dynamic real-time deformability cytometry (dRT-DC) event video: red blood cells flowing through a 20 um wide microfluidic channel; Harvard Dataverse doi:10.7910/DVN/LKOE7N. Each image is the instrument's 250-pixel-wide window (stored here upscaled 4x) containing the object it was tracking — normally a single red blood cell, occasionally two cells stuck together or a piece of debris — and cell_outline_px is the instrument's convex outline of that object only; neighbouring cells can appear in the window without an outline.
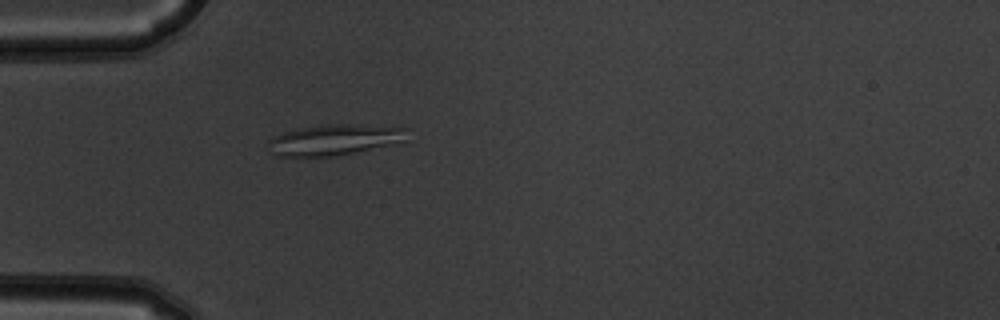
{"species": "common noctule bat (a hibernating species)", "species_latin": "Nyctalus noctula", "temperature_condition": "warm", "stored_images_in_passage": 5, "camera_frame_rate_fps": 3000, "um_per_image_px": 0.085, "animal": {"sex": "male", "body_mass_g": 19.5, "forearm_length_mm": 54.6}, "frame": {"image": 1, "passage_image": 5, "time_ms": 1.333, "image_size_px": [1000, 320], "cell_outline_px": [[408, 128], [404, 144], [340, 156], [276, 156], [272, 152], [268, 144], [268, 140], [284, 132], [300, 128], [328, 124], [348, 124]], "centroid_in_image_um": [28.54, 11.9], "position_along_channel_um": 56.5, "area_um2": 25.37}}